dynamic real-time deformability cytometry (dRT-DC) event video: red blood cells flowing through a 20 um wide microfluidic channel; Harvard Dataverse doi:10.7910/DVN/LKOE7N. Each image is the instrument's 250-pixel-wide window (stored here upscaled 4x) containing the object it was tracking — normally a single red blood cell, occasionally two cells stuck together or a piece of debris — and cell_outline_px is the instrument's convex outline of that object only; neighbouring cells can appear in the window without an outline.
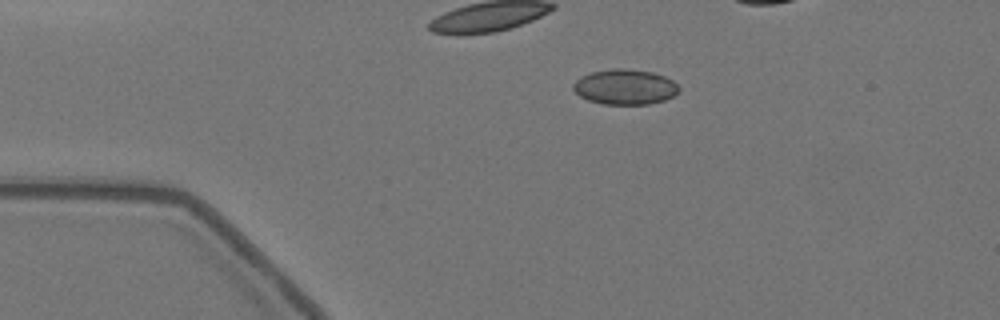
{"species": "Egyptian fruit bat (a non-hibernating species)", "species_latin": "Rousettus aegyptiacus", "temperature_condition": "warm", "stored_images_in_passage": 4, "camera_frame_rate_fps": 3000, "um_per_image_px": 0.085, "animal": {"sex": "female"}, "frame": {"image": 1, "passage_image": 1, "time_ms": 0.0, "image_size_px": [1000, 320], "cell_outline_px": [[680, 88], [672, 96], [664, 100], [648, 104], [604, 104], [588, 100], [580, 96], [572, 88], [572, 84], [580, 76], [592, 72], [612, 68], [624, 68], [652, 72], [664, 76], [672, 80]], "centroid_in_image_um": [53.09, 7.38], "position_along_channel_um": 31.9, "area_um2": 21.62}}